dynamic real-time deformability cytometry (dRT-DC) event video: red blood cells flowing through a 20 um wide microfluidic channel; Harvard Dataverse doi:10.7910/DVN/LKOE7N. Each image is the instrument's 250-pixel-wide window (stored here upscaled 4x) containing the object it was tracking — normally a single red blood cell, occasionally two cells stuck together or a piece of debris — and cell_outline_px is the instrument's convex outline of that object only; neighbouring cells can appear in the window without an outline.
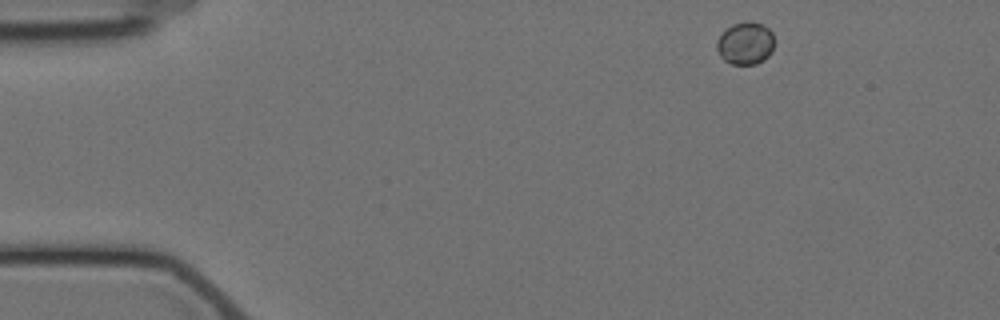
{"species": "Egyptian fruit bat (a non-hibernating species)", "species_latin": "Rousettus aegyptiacus", "temperature_condition": "cold", "stored_images_in_passage": 3, "camera_frame_rate_fps": 3000, "um_per_image_px": 0.085, "animal": {"sex": "female"}, "frame": {"image": 1, "passage_image": 1, "time_ms": 0.0, "image_size_px": [1000, 320], "cell_outline_px": [[772, 52], [764, 60], [756, 64], [732, 64], [724, 60], [720, 56], [716, 48], [716, 40], [732, 24], [748, 20], [760, 24], [768, 28], [772, 32]], "centroid_in_image_um": [63.34, 3.68], "position_along_channel_um": 21.7, "area_um2": 14.16}}
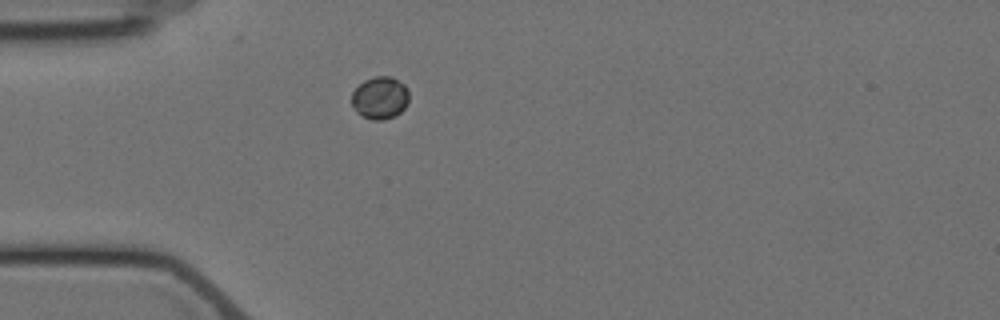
{"frame": {"image": 2, "passage_image": 3, "time_ms": 3.0, "image_size_px": [1000, 320], "cell_outline_px": [[408, 100], [404, 108], [400, 112], [384, 120], [372, 120], [360, 116], [356, 112], [352, 104], [352, 92], [364, 80], [376, 76], [392, 76], [404, 84], [408, 88]], "centroid_in_image_um": [32.29, 8.31], "position_along_channel_um": 52.7, "area_um2": 14.22}}